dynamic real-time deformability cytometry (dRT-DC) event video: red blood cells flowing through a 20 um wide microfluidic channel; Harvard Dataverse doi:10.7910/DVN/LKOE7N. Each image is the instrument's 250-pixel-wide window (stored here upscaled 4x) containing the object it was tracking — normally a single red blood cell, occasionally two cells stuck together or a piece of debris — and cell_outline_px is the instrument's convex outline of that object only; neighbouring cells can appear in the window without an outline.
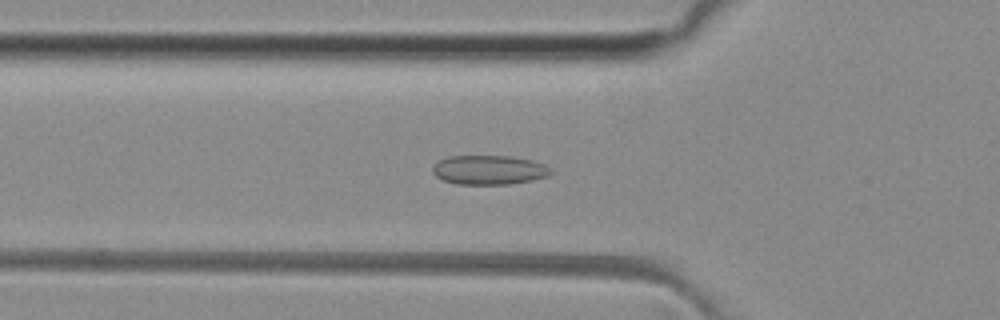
{"species": "common noctule bat (a hibernating species)", "species_latin": "Nyctalus noctula", "temperature_condition": "room temperature", "stored_images_in_passage": 49, "camera_frame_rate_fps": 3000, "um_per_image_px": 0.085, "animal": {"sex": "female", "body_mass_g": 29.2, "forearm_length_mm": 56.3}, "frame": {"image": 1, "passage_image": 16, "time_ms": 5.0, "image_size_px": [1000, 320], "cell_outline_px": [[552, 172], [548, 176], [532, 180], [508, 184], [456, 184], [444, 180], [436, 176], [432, 172], [432, 168], [440, 160], [448, 156], [508, 156], [532, 160], [544, 164]], "centroid_in_image_um": [41.56, 14.44], "position_along_channel_um": 84.2, "area_um2": 20.0}}
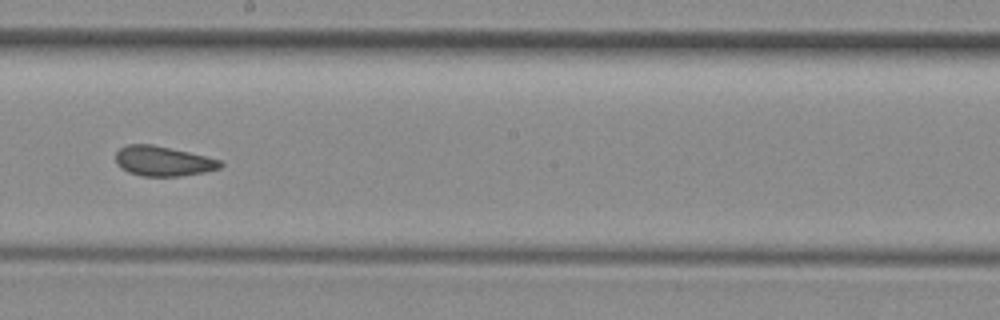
{"frame": {"image": 2, "passage_image": 27, "time_ms": 8.667, "image_size_px": [1000, 320], "cell_outline_px": [[224, 164], [220, 168], [204, 172], [180, 176], [140, 176], [128, 172], [120, 168], [116, 164], [116, 152], [120, 148], [128, 144], [152, 144], [224, 160]], "centroid_in_image_um": [13.87, 13.7], "position_along_channel_um": 234.3, "area_um2": 18.38}}
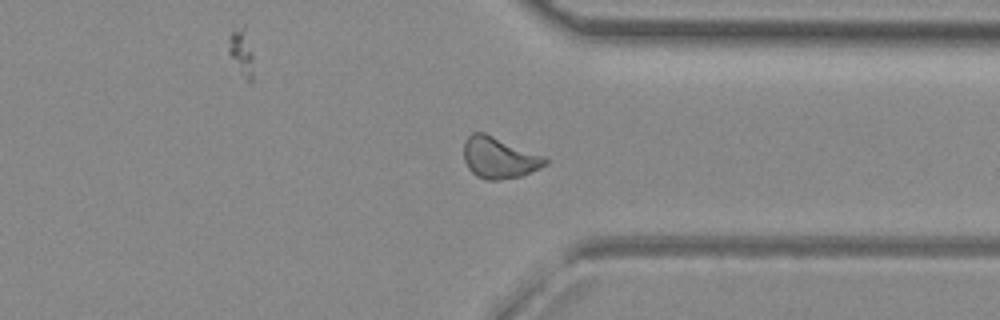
{"frame": {"image": 3, "passage_image": 37, "time_ms": 12.0, "image_size_px": [1000, 320], "cell_outline_px": [[548, 164], [540, 168], [520, 176], [496, 180], [488, 180], [476, 176], [468, 168], [464, 160], [464, 140], [472, 132], [484, 132], [544, 156], [548, 160]], "centroid_in_image_um": [42.41, 13.4], "position_along_channel_um": 369.0, "area_um2": 19.54}, "authors_computed_cell_mechanics": {"area_um2": 19.0162, "velocity_mm_per_s": 4.089, "shape_relaxation_time_tau1_ms": null, "shape_relaxation_time_tau2_ms": 3.3641, "deformation_change_tau1": null, "deformation_change_tau2": 0.0951}}